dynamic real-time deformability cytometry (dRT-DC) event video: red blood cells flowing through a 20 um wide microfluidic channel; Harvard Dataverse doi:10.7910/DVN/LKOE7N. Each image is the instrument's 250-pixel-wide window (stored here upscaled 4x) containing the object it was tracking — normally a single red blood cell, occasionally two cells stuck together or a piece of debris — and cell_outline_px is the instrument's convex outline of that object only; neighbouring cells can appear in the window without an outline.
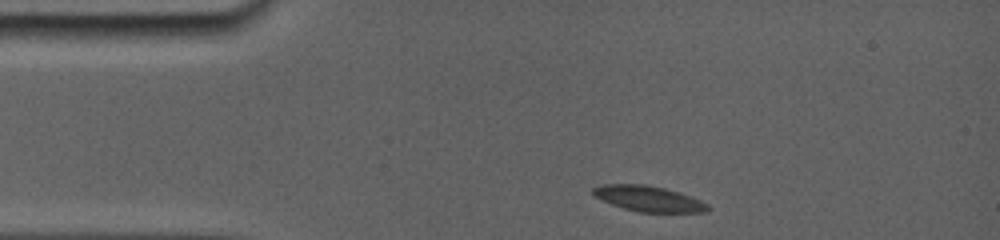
{"species": "common noctule bat (a hibernating species)", "species_latin": "Nyctalus noctula", "temperature_condition": "room temperature", "stored_images_in_passage": 3, "camera_frame_rate_fps": 5000, "um_per_image_px": 0.085, "animal": {"sex": "female", "body_mass_g": 19.0, "forearm_length_mm": 56.7}, "frame": {"image": 1, "passage_image": 1, "time_ms": 0.0, "image_size_px": [1000, 240], "cell_outline_px": [[712, 208], [708, 212], [640, 212], [624, 208], [612, 204], [596, 196], [592, 192], [592, 188], [600, 184], [644, 184], [664, 188], [680, 192], [692, 196], [708, 204]], "centroid_in_image_um": [55.18, 16.88], "position_along_channel_um": 29.8, "area_um2": 17.11}}